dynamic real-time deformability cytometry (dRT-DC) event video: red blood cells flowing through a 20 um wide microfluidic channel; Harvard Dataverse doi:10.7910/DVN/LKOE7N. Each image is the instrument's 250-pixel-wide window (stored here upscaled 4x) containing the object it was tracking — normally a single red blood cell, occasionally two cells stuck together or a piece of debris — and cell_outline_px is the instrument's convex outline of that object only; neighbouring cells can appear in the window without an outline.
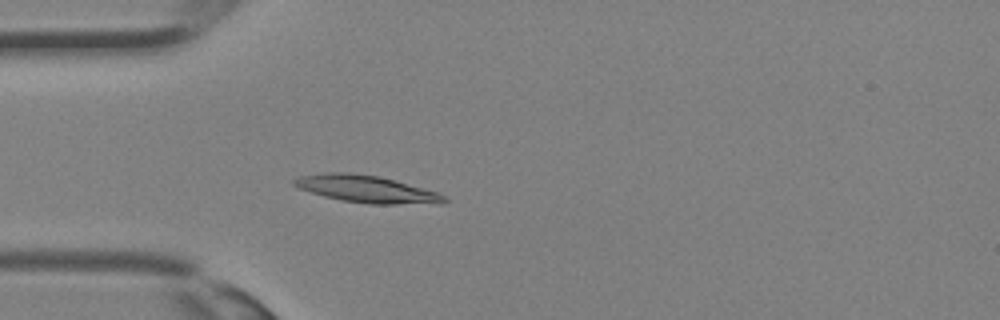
{"species": "Egyptian fruit bat (a non-hibernating species)", "species_latin": "Rousettus aegyptiacus", "temperature_condition": "room temperature", "stored_images_in_passage": 25, "camera_frame_rate_fps": 3000, "um_per_image_px": 0.085, "animal": {"sex": "female"}, "frame": {"image": 1, "passage_image": 2, "time_ms": 0.333, "image_size_px": [1000, 320], "cell_outline_px": [[448, 200], [396, 204], [368, 204], [344, 200], [324, 196], [300, 188], [292, 184], [292, 180], [300, 176], [324, 172], [348, 172], [376, 176], [392, 180], [436, 192], [444, 196]], "centroid_in_image_um": [30.98, 16.04], "position_along_channel_um": 54.0, "area_um2": 22.72}}
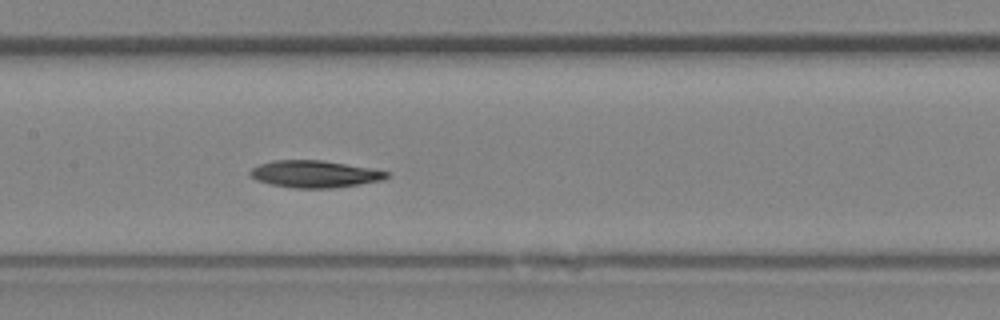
{"frame": {"image": 2, "passage_image": 9, "time_ms": 2.667, "image_size_px": [1000, 320], "cell_outline_px": [[392, 176], [384, 180], [360, 184], [332, 188], [296, 188], [272, 184], [256, 180], [248, 172], [252, 168], [260, 164], [272, 160], [320, 160], [372, 168], [388, 172]], "centroid_in_image_um": [26.79, 14.79], "position_along_channel_um": 180.6, "area_um2": 21.5}}
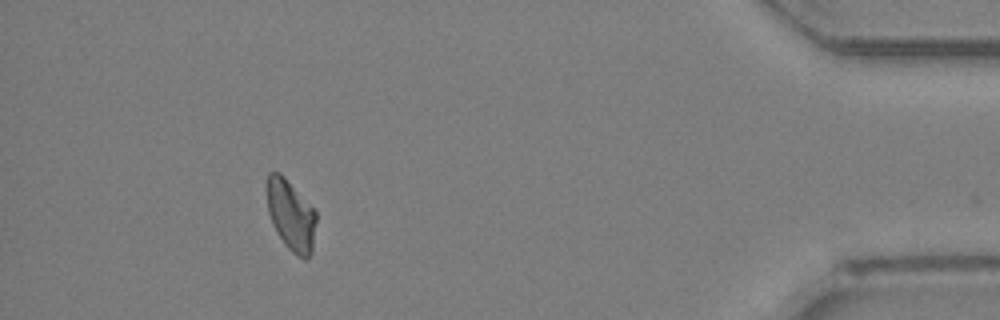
{"frame": {"image": 3, "passage_image": 24, "time_ms": 7.667, "image_size_px": [1000, 320], "cell_outline_px": [[316, 220], [312, 252], [304, 260], [296, 256], [284, 244], [276, 232], [272, 224], [268, 212], [264, 184], [268, 172], [280, 172], [284, 176], [316, 212]], "centroid_in_image_um": [24.67, 18.27], "position_along_channel_um": 410.5, "area_um2": 20.63}}